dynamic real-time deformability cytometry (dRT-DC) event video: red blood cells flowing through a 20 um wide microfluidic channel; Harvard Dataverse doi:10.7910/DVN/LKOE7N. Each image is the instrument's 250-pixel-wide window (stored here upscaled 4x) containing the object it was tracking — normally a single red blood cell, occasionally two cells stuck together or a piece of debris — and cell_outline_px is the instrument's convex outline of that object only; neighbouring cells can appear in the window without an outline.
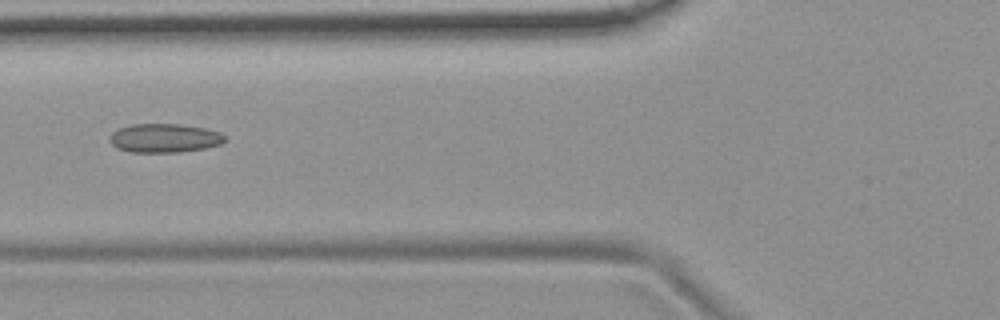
{"species": "common noctule bat (a hibernating species)", "species_latin": "Nyctalus noctula", "temperature_condition": "room temperature", "stored_images_in_passage": 10, "camera_frame_rate_fps": 3000, "um_per_image_px": 0.085, "animal": {"sex": "female", "body_mass_g": 19.9}, "frame": {"image": 1, "passage_image": 5, "time_ms": 1.333, "image_size_px": [1000, 320], "cell_outline_px": [[224, 140], [220, 144], [204, 148], [176, 152], [132, 152], [116, 148], [108, 140], [108, 136], [112, 132], [120, 128], [132, 124], [180, 124], [204, 128], [220, 132], [224, 136]], "centroid_in_image_um": [13.92, 11.73], "position_along_channel_um": 111.9, "area_um2": 19.25}}
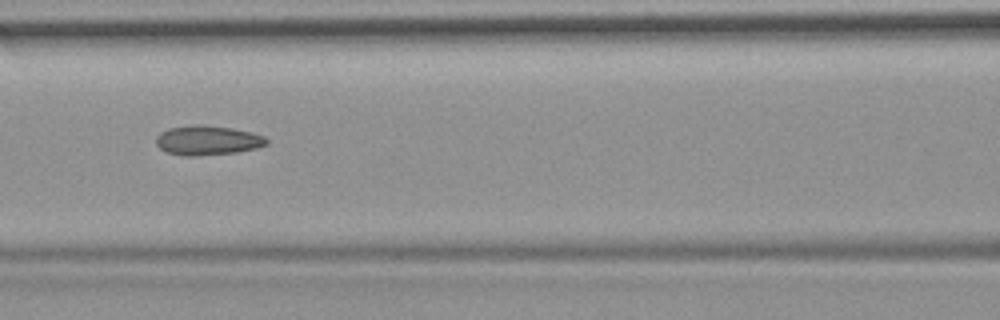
{"frame": {"image": 2, "passage_image": 6, "time_ms": 1.667, "image_size_px": [1000, 320], "cell_outline_px": [[268, 144], [256, 148], [236, 152], [196, 156], [184, 156], [168, 152], [160, 148], [156, 144], [156, 136], [160, 132], [168, 128], [192, 124], [204, 124], [232, 128], [252, 132], [264, 136], [268, 140]], "centroid_in_image_um": [17.63, 11.91], "position_along_channel_um": 149.0, "area_um2": 19.19}}
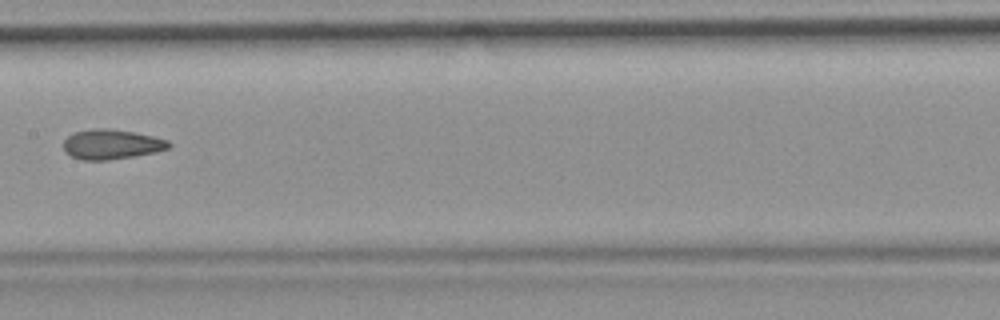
{"frame": {"image": 3, "passage_image": 7, "time_ms": 2.0, "image_size_px": [1000, 320], "cell_outline_px": [[172, 144], [168, 148], [156, 152], [136, 156], [108, 160], [80, 160], [64, 152], [64, 140], [72, 132], [96, 128], [104, 128], [132, 132], [152, 136], [168, 140]], "centroid_in_image_um": [9.46, 12.27], "position_along_channel_um": 197.9, "area_um2": 18.32}}